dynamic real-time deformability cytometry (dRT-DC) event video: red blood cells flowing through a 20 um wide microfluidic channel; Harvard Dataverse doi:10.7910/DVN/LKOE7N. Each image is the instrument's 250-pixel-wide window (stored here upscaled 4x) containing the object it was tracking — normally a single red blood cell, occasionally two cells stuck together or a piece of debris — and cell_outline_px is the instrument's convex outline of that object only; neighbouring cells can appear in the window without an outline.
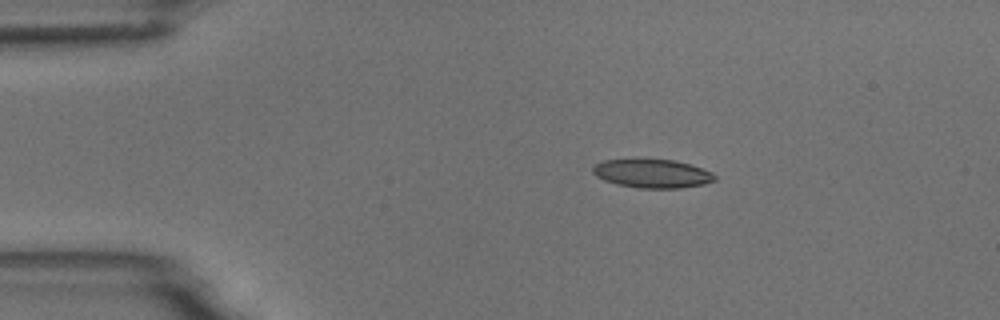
{"species": "common noctule bat (a hibernating species)", "species_latin": "Nyctalus noctula", "temperature_condition": "room temperature", "stored_images_in_passage": 8, "camera_frame_rate_fps": 3000, "um_per_image_px": 0.085, "animal": {"sex": "male", "body_mass_g": 18.8}, "frame": {"image": 1, "passage_image": 2, "time_ms": 1.333, "image_size_px": [1000, 320], "cell_outline_px": [[716, 180], [704, 184], [680, 188], [636, 188], [616, 184], [604, 180], [596, 176], [592, 172], [592, 168], [596, 164], [604, 160], [636, 156], [676, 160], [692, 164], [712, 172], [716, 176]], "centroid_in_image_um": [55.41, 14.7], "position_along_channel_um": 29.6, "area_um2": 21.39}}
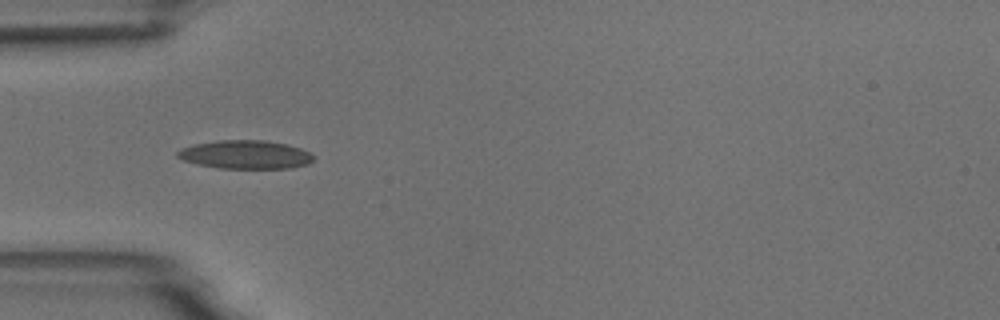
{"frame": {"image": 2, "passage_image": 4, "time_ms": 3.667, "image_size_px": [1000, 320], "cell_outline_px": [[312, 160], [308, 164], [292, 168], [220, 168], [196, 164], [184, 160], [176, 156], [176, 152], [184, 148], [196, 144], [220, 140], [264, 140], [288, 144], [300, 148], [308, 152], [312, 156]], "centroid_in_image_um": [20.87, 13.14], "position_along_channel_um": 64.1, "area_um2": 22.37}}